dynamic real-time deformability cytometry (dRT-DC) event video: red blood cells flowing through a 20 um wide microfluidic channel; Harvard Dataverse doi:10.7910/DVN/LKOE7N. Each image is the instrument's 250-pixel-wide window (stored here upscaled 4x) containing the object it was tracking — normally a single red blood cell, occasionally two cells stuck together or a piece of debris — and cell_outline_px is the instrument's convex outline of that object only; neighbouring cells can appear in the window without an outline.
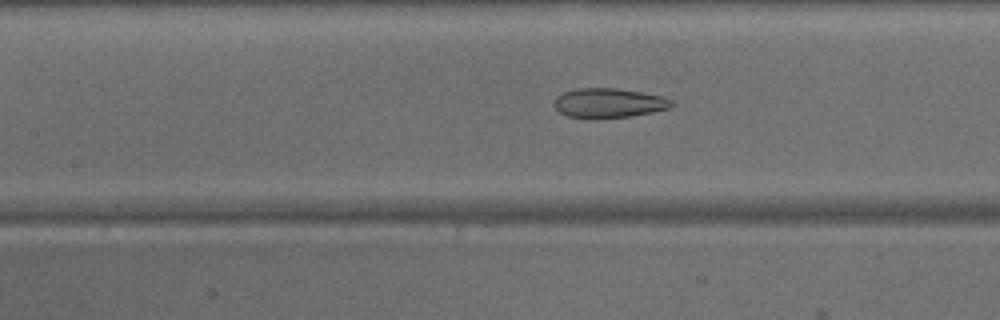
{"species": "common noctule bat (a hibernating species)", "species_latin": "Nyctalus noctula", "temperature_condition": "warm", "stored_images_in_passage": 32, "camera_frame_rate_fps": 3000, "um_per_image_px": 0.085, "animal": {"sex": "male", "body_mass_g": 15.6}, "frame": {"image": 1, "passage_image": 11, "time_ms": 3.333, "image_size_px": [1000, 320], "cell_outline_px": [[672, 108], [632, 116], [596, 120], [592, 120], [568, 116], [560, 112], [552, 104], [556, 96], [564, 92], [580, 88], [616, 88], [664, 96], [672, 100]], "centroid_in_image_um": [51.73, 8.78], "position_along_channel_um": 155.7, "area_um2": 20.63}}
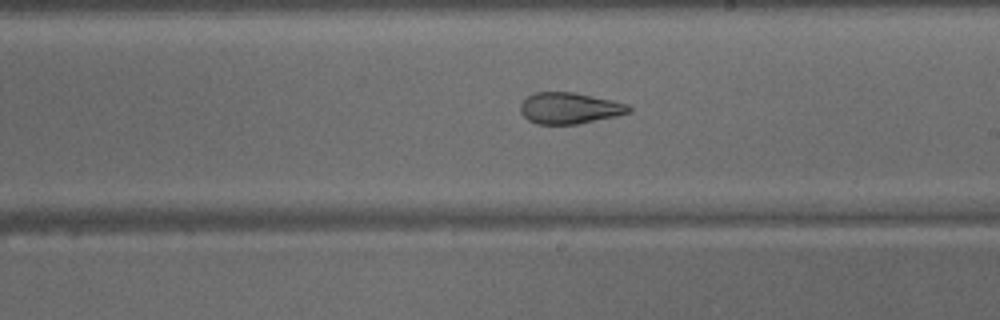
{"frame": {"image": 2, "passage_image": 17, "time_ms": 5.333, "image_size_px": [1000, 320], "cell_outline_px": [[632, 112], [616, 116], [576, 124], [536, 124], [528, 120], [520, 112], [520, 104], [528, 96], [536, 92], [572, 92], [612, 100], [628, 104], [632, 108]], "centroid_in_image_um": [48.41, 9.2], "position_along_channel_um": 240.6, "area_um2": 19.71}}
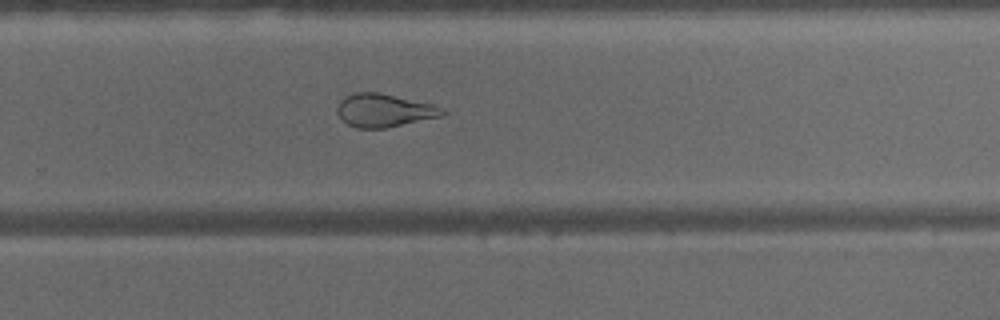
{"frame": {"image": 3, "passage_image": 21, "time_ms": 6.667, "image_size_px": [1000, 320], "cell_outline_px": [[444, 116], [384, 128], [356, 128], [348, 124], [336, 112], [336, 108], [340, 100], [344, 96], [352, 92], [380, 92], [432, 104], [444, 108]], "centroid_in_image_um": [32.63, 9.37], "position_along_channel_um": 297.2, "area_um2": 20.4}}